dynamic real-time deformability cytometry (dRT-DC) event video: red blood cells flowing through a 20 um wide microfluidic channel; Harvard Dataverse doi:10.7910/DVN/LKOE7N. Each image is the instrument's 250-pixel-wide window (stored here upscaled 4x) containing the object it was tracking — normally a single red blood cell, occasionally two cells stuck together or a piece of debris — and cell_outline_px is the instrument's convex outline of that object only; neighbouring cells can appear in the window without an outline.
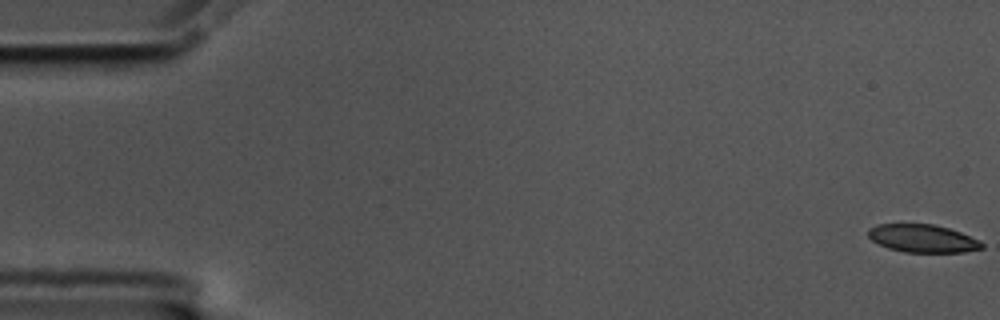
{"species": "common noctule bat (a hibernating species)", "species_latin": "Nyctalus noctula", "temperature_condition": "cold", "stored_images_in_passage": 58, "camera_frame_rate_fps": 3000, "um_per_image_px": 0.085, "animal": {"sex": "male", "body_mass_g": 17.5, "forearm_length_mm": 52.3}, "frame": {"image": 1, "passage_image": 1, "time_ms": 0.0, "image_size_px": [1000, 320], "cell_outline_px": [[984, 248], [964, 252], [904, 252], [888, 248], [872, 240], [868, 236], [868, 228], [876, 224], [932, 224], [948, 228], [960, 232], [980, 240], [984, 244]], "centroid_in_image_um": [78.43, 20.27], "position_along_channel_um": 6.6, "area_um2": 18.5}}
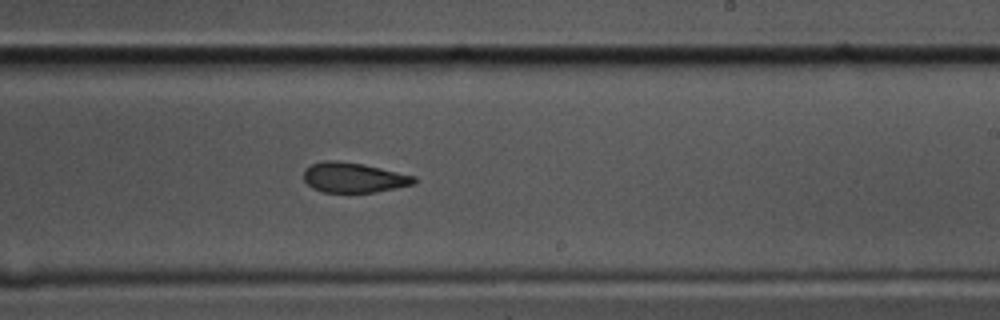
{"frame": {"image": 2, "passage_image": 35, "time_ms": 11.333, "image_size_px": [1000, 320], "cell_outline_px": [[416, 184], [376, 192], [324, 192], [312, 188], [304, 180], [304, 168], [312, 164], [324, 160], [336, 160], [364, 164], [416, 176]], "centroid_in_image_um": [30.07, 15.09], "position_along_channel_um": 258.9, "area_um2": 19.42}}
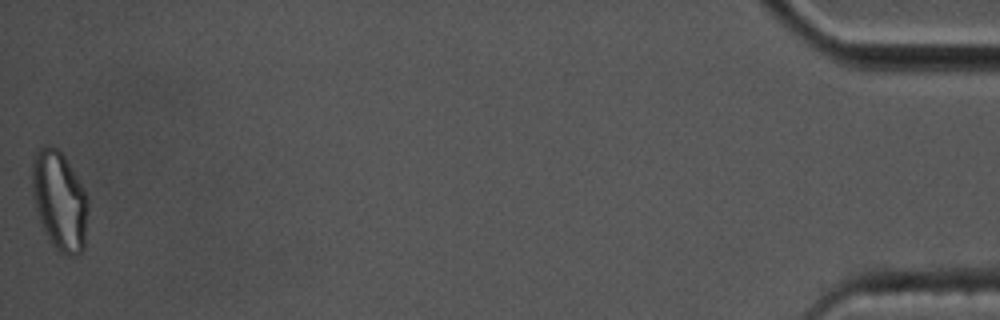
{"frame": {"image": 3, "passage_image": 58, "time_ms": 19.0, "image_size_px": [1000, 320], "cell_outline_px": [[88, 208], [84, 248], [76, 256], [72, 256], [60, 252], [52, 244], [44, 232], [40, 224], [32, 196], [32, 160], [36, 148], [44, 144], [48, 144], [56, 148], [64, 156], [84, 188], [88, 196]], "centroid_in_image_um": [5.04, 17.03], "position_along_channel_um": 430.2, "area_um2": 32.71}, "authors_computed_cell_mechanics": {"area_um2": 20.5479, "velocity_mm_per_s": 3.4974, "shape_relaxation_time_tau1_ms": 11.2154, "shape_relaxation_time_tau2_ms": 3.0988, "deformation_change_tau1": 0.1954, "deformation_change_tau2": 0.0867}}